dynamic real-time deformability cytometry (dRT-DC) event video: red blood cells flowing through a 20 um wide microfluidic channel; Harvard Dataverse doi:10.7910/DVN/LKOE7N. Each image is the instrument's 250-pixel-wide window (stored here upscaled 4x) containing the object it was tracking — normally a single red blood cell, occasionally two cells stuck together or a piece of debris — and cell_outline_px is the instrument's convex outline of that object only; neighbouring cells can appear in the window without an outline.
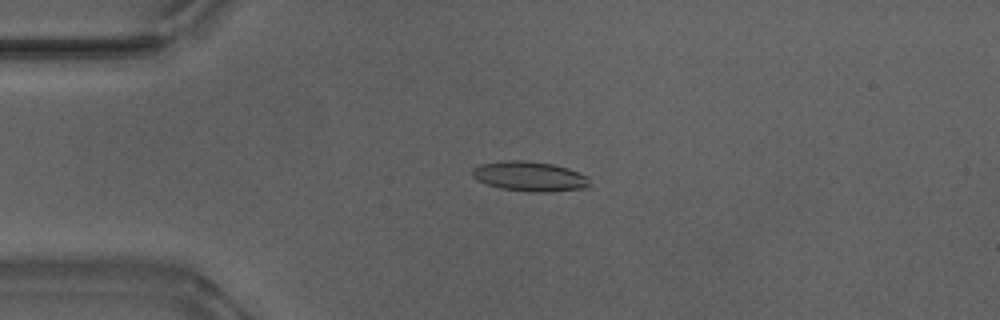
{"species": "Egyptian fruit bat (a non-hibernating species)", "species_latin": "Rousettus aegyptiacus", "temperature_condition": "warm", "stored_images_in_passage": 42, "camera_frame_rate_fps": 3000, "um_per_image_px": 0.085, "animal": {"sex": "male"}, "frame": {"image": 1, "passage_image": 2, "time_ms": 0.333, "image_size_px": [1000, 320], "cell_outline_px": [[588, 184], [584, 188], [544, 192], [528, 192], [500, 188], [476, 180], [472, 176], [472, 168], [480, 164], [504, 160], [520, 160], [552, 164], [568, 168], [588, 176]], "centroid_in_image_um": [44.97, 14.98], "position_along_channel_um": 40.0, "area_um2": 20.29}}
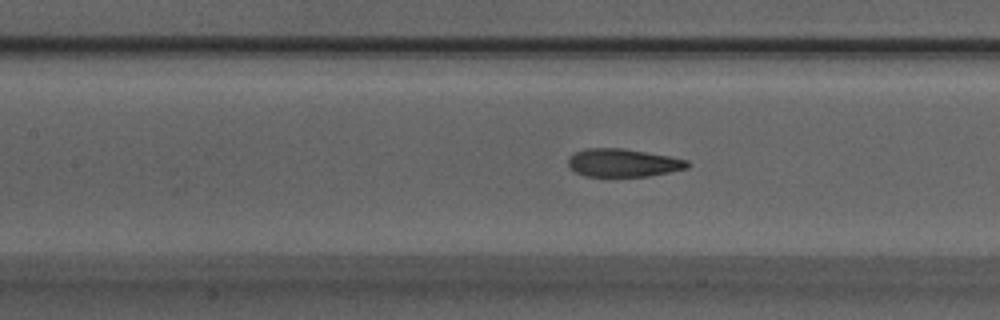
{"frame": {"image": 2, "passage_image": 13, "time_ms": 4.0, "image_size_px": [1000, 320], "cell_outline_px": [[692, 164], [688, 168], [648, 176], [584, 176], [576, 172], [568, 164], [568, 156], [584, 148], [624, 148], [668, 156], [688, 160]], "centroid_in_image_um": [52.97, 13.83], "position_along_channel_um": 154.4, "area_um2": 19.48}}
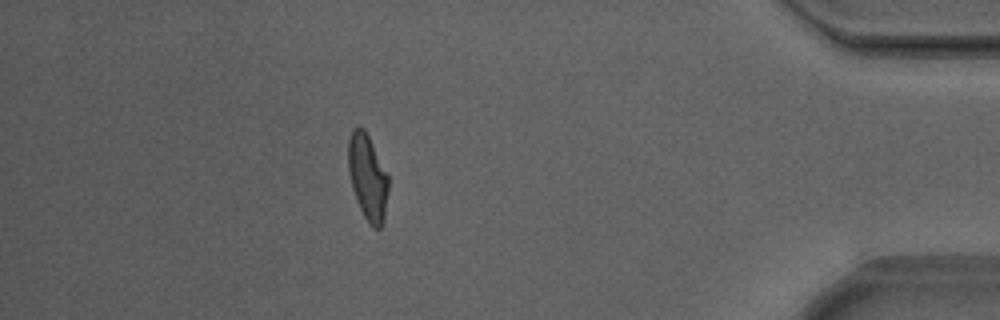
{"frame": {"image": 3, "passage_image": 36, "time_ms": 11.667, "image_size_px": [1000, 320], "cell_outline_px": [[388, 192], [384, 220], [380, 228], [372, 228], [368, 224], [356, 200], [352, 188], [348, 168], [348, 140], [352, 128], [364, 128], [388, 176]], "centroid_in_image_um": [31.24, 15.1], "position_along_channel_um": 404.0, "area_um2": 19.94}, "authors_computed_cell_mechanics": {"area_um2": 20.1144, "velocity_mm_per_s": 3.8904, "shape_relaxation_time_tau1_ms": 10.5345, "shape_relaxation_time_tau2_ms": 1.3849, "deformation_change_tau1": 0.2998, "deformation_change_tau2": 0.0958}}